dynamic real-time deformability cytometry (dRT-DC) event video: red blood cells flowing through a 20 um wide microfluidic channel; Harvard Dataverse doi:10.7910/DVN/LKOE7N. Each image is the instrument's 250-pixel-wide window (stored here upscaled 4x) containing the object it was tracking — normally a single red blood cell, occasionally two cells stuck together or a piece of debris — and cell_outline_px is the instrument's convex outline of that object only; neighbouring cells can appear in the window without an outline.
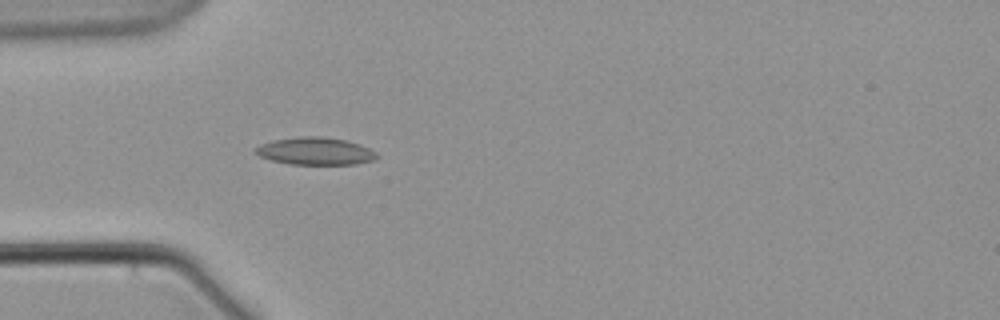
{"species": "common noctule bat (a hibernating species)", "species_latin": "Nyctalus noctula", "temperature_condition": "warm", "stored_images_in_passage": 5, "camera_frame_rate_fps": 3000, "um_per_image_px": 0.085, "animal": {"sex": "male", "body_mass_g": 21.5, "forearm_length_mm": 52.0}, "frame": {"image": 1, "passage_image": 5, "time_ms": 5.667, "image_size_px": [1000, 320], "cell_outline_px": [[380, 156], [376, 160], [356, 164], [288, 164], [272, 160], [260, 156], [252, 152], [260, 144], [272, 140], [300, 136], [320, 136], [344, 140], [360, 144], [376, 152]], "centroid_in_image_um": [26.81, 12.85], "position_along_channel_um": 58.2, "area_um2": 19.54}}